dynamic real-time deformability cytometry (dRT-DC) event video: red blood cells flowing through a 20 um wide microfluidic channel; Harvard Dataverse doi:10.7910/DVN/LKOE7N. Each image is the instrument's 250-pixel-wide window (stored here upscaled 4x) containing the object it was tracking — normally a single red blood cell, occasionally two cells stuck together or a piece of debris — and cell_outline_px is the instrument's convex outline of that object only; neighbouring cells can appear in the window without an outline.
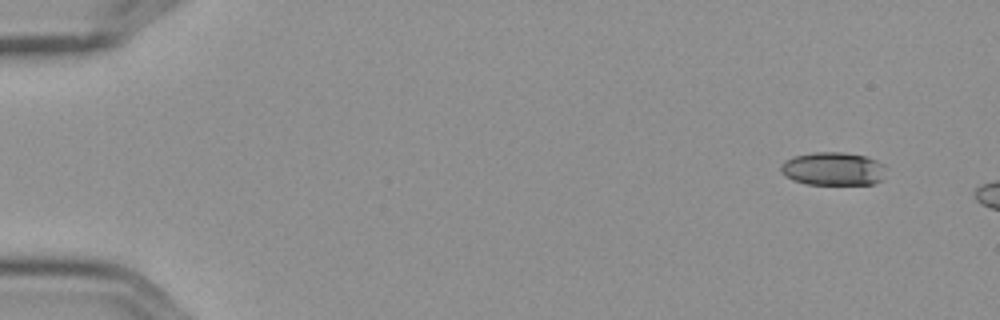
{"species": "Egyptian fruit bat (a non-hibernating species)", "species_latin": "Rousettus aegyptiacus", "temperature_condition": "cold", "stored_images_in_passage": 3, "camera_frame_rate_fps": 3000, "um_per_image_px": 0.085, "frame": {"image": 1, "passage_image": 1, "time_ms": 0.0, "image_size_px": [1000, 320], "cell_outline_px": [[888, 168], [884, 180], [872, 184], [808, 184], [792, 180], [784, 176], [780, 172], [780, 164], [784, 160], [792, 156], [812, 152], [844, 152], [868, 156], [884, 164]], "centroid_in_image_um": [70.84, 14.34], "position_along_channel_um": 14.2, "area_um2": 21.04}}